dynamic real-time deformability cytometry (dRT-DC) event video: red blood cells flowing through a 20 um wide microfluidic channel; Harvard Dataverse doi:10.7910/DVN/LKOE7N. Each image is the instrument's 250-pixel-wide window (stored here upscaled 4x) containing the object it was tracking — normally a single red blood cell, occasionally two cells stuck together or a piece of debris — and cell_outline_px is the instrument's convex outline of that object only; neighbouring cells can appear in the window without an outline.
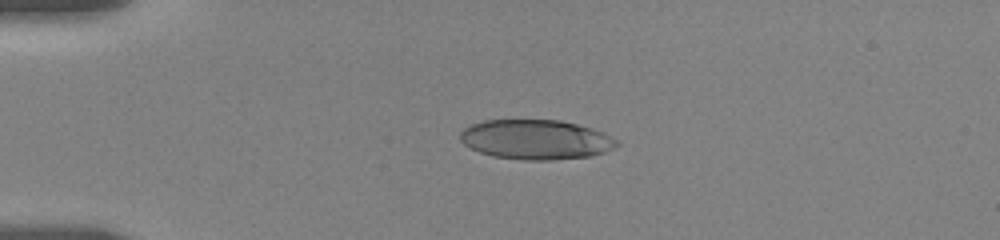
{"species": "human", "species_latin": "Homo sapiens", "temperature_condition": "room temperature", "stored_images_in_passage": 4, "camera_frame_rate_fps": 3000, "um_per_image_px": 0.085, "donor": {"sex": "female"}, "frame": {"image": 1, "passage_image": 2, "time_ms": 1.0, "image_size_px": [1000, 240], "cell_outline_px": [[620, 144], [604, 152], [588, 156], [552, 160], [524, 160], [492, 156], [480, 152], [464, 144], [460, 140], [460, 132], [464, 128], [472, 124], [484, 120], [560, 120], [592, 128], [604, 132], [616, 140]], "centroid_in_image_um": [45.54, 11.86], "position_along_channel_um": 39.5, "area_um2": 36.13}}
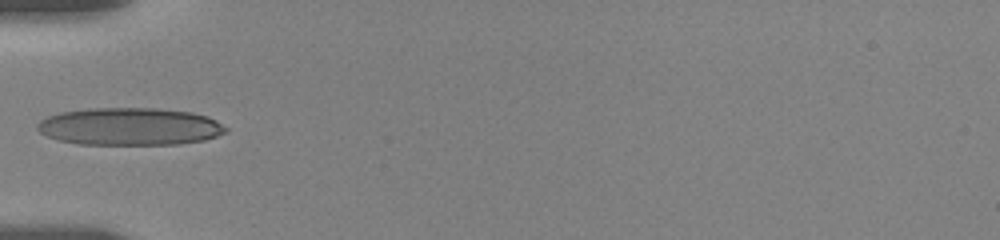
{"frame": {"image": 2, "passage_image": 4, "time_ms": 3.0, "image_size_px": [1000, 240], "cell_outline_px": [[228, 132], [204, 140], [180, 144], [80, 144], [60, 140], [48, 136], [40, 132], [36, 128], [36, 124], [40, 120], [48, 116], [60, 112], [92, 108], [156, 108], [192, 112], [208, 116], [216, 120], [228, 128]], "centroid_in_image_um": [11.06, 10.75], "position_along_channel_um": 73.9, "area_um2": 41.27}}